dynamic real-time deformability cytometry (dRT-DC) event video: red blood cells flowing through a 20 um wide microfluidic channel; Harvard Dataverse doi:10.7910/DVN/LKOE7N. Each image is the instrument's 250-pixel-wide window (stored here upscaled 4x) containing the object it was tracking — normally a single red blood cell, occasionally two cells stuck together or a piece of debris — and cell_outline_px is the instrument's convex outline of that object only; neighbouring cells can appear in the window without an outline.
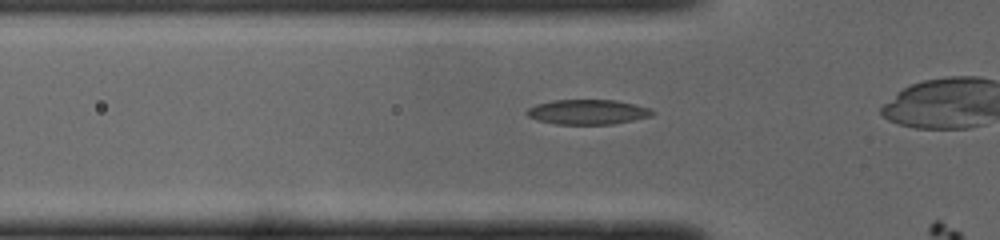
{"species": "common noctule bat (a hibernating species)", "species_latin": "Nyctalus noctula", "temperature_condition": "cold", "stored_images_in_passage": 7, "camera_frame_rate_fps": 3000, "um_per_image_px": 0.085, "animal": {"sex": "male", "body_mass_g": 19.0, "forearm_length_mm": 50.8}, "frame": {"image": 1, "passage_image": 6, "time_ms": 1.667, "image_size_px": [1000, 240], "cell_outline_px": [[656, 112], [652, 116], [612, 124], [556, 124], [536, 120], [528, 116], [524, 112], [528, 108], [536, 104], [552, 100], [616, 100], [648, 108]], "centroid_in_image_um": [49.91, 9.52], "position_along_channel_um": 75.9, "area_um2": 18.15}}